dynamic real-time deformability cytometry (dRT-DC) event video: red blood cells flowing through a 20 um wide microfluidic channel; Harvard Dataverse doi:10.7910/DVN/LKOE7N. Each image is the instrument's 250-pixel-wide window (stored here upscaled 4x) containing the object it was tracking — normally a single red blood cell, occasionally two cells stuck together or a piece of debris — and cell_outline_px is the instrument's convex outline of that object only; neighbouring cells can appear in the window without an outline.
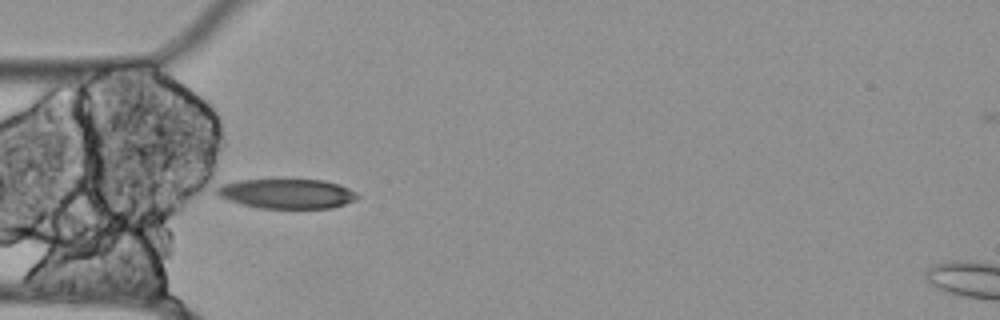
{"species": "Egyptian fruit bat (a non-hibernating species)", "species_latin": "Rousettus aegyptiacus", "temperature_condition": "cold", "stored_images_in_passage": 20, "camera_frame_rate_fps": 3000, "um_per_image_px": 0.085, "animal": {"sex": "female"}, "frame": {"image": 1, "passage_image": 1, "time_ms": 0.0, "image_size_px": [1000, 320], "cell_outline_px": [[360, 196], [356, 200], [332, 208], [260, 208], [228, 200], [220, 196], [216, 192], [216, 188], [220, 184], [236, 180], [324, 180], [340, 184], [356, 192]], "centroid_in_image_um": [24.41, 16.46], "position_along_channel_um": 60.6, "area_um2": 24.28}}
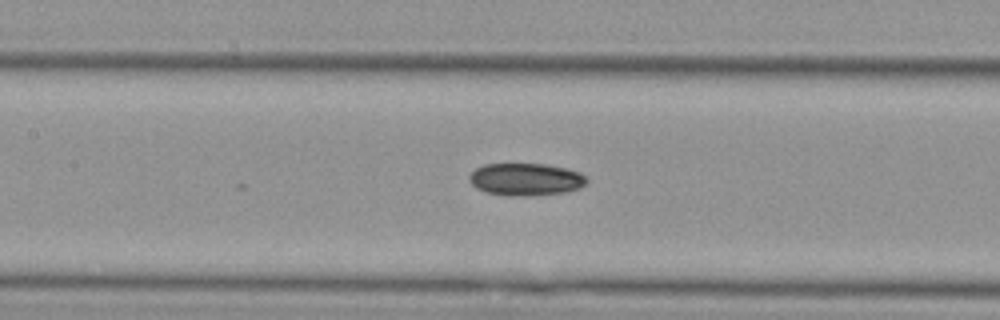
{"frame": {"image": 2, "passage_image": 9, "time_ms": 2.667, "image_size_px": [1000, 320], "cell_outline_px": [[588, 180], [580, 188], [564, 192], [488, 192], [476, 188], [468, 180], [468, 176], [476, 168], [484, 164], [544, 164], [564, 168], [580, 172]], "centroid_in_image_um": [44.68, 15.16], "position_along_channel_um": 162.7, "area_um2": 20.69}}
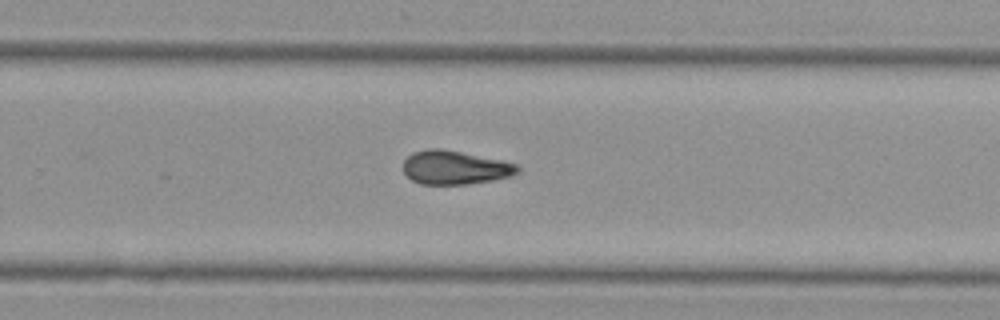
{"frame": {"image": 3, "passage_image": 20, "time_ms": 6.333, "image_size_px": [1000, 320], "cell_outline_px": [[520, 168], [516, 172], [508, 176], [492, 180], [468, 184], [420, 184], [412, 180], [404, 172], [404, 160], [412, 152], [428, 148], [440, 148], [500, 160], [516, 164]], "centroid_in_image_um": [38.61, 14.24], "position_along_channel_um": 291.2, "area_um2": 22.14}}